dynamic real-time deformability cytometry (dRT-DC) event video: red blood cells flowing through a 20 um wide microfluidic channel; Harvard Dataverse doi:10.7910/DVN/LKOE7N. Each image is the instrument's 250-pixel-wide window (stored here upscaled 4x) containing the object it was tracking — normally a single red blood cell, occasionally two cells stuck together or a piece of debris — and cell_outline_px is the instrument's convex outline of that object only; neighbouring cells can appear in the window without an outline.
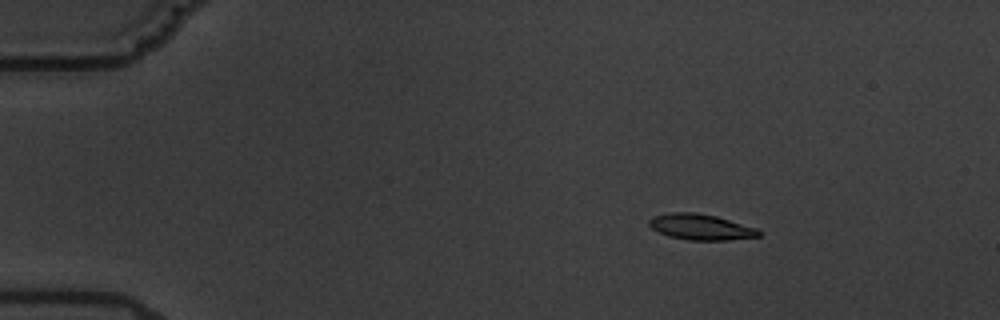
{"species": "common noctule bat (a hibernating species)", "species_latin": "Nyctalus noctula", "temperature_condition": "warm", "stored_images_in_passage": 6, "camera_frame_rate_fps": 3000, "um_per_image_px": 0.085, "animal": {"sex": "male", "body_mass_g": 19.5, "forearm_length_mm": 54.6}, "frame": {"image": 1, "passage_image": 2, "time_ms": 1.0, "image_size_px": [1000, 320], "cell_outline_px": [[764, 232], [760, 236], [728, 240], [688, 240], [668, 236], [652, 228], [648, 224], [648, 220], [652, 216], [672, 212], [696, 212], [716, 216], [756, 228]], "centroid_in_image_um": [59.57, 19.29], "position_along_channel_um": 25.4, "area_um2": 16.53}}